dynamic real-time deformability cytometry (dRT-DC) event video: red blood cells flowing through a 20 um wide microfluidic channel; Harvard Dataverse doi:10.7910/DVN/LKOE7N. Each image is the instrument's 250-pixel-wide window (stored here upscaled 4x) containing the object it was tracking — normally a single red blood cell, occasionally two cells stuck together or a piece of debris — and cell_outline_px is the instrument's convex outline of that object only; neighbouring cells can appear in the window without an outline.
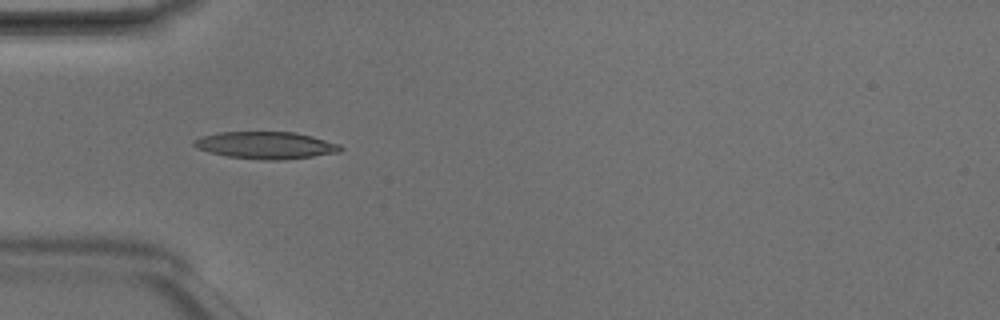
{"species": "Egyptian fruit bat (a non-hibernating species)", "species_latin": "Rousettus aegyptiacus", "temperature_condition": "room temperature", "stored_images_in_passage": 5, "camera_frame_rate_fps": 3000, "um_per_image_px": 0.085, "animal": {"sex": "male"}, "frame": {"image": 1, "passage_image": 4, "time_ms": 1.0, "image_size_px": [1000, 320], "cell_outline_px": [[344, 148], [340, 152], [284, 160], [264, 160], [224, 156], [208, 152], [196, 148], [192, 144], [192, 140], [200, 136], [220, 132], [296, 132], [312, 136], [340, 144]], "centroid_in_image_um": [22.56, 12.35], "position_along_channel_um": 62.4, "area_um2": 23.41}}